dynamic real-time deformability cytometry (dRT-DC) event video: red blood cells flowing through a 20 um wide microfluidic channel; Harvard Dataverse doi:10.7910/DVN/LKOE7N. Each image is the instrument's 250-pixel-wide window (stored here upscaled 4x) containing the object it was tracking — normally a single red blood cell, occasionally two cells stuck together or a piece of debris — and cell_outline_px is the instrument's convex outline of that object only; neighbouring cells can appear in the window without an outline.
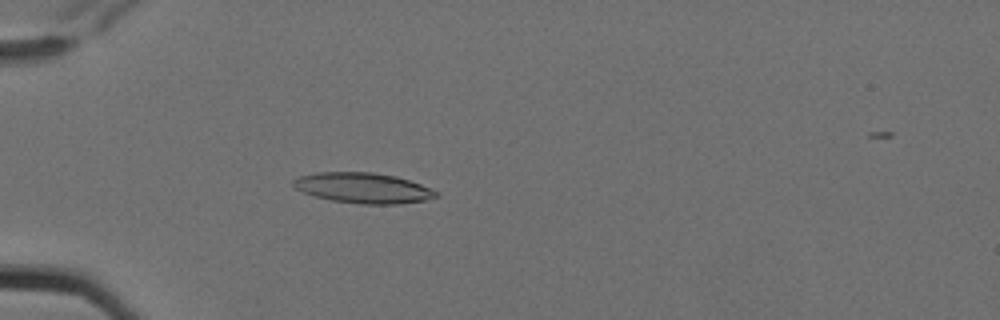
{"species": "Egyptian fruit bat (a non-hibernating species)", "species_latin": "Rousettus aegyptiacus", "temperature_condition": "cold", "stored_images_in_passage": 7, "camera_frame_rate_fps": 3000, "um_per_image_px": 0.085, "animal": {"sex": "female"}, "frame": {"image": 1, "passage_image": 6, "time_ms": 1.667, "image_size_px": [1000, 320], "cell_outline_px": [[440, 196], [424, 200], [400, 204], [360, 204], [332, 200], [316, 196], [304, 192], [296, 188], [292, 184], [292, 180], [300, 176], [316, 172], [372, 172], [396, 176], [420, 184], [436, 192]], "centroid_in_image_um": [30.85, 15.97], "position_along_channel_um": 54.1, "area_um2": 25.09}}